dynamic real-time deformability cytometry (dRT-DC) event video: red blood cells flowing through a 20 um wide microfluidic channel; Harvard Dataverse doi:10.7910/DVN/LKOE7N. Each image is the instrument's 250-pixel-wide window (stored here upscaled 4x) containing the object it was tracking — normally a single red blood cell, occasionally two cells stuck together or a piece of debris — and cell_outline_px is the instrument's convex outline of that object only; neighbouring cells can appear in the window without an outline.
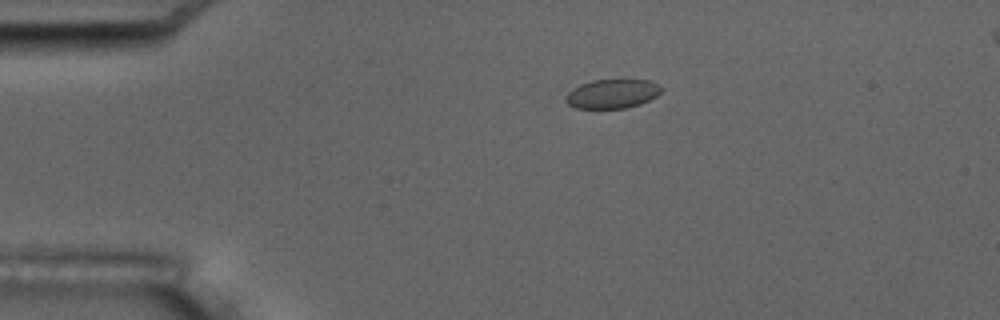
{"species": "common noctule bat (a hibernating species)", "species_latin": "Nyctalus noctula", "temperature_condition": "room temperature", "stored_images_in_passage": 14, "camera_frame_rate_fps": 3000, "um_per_image_px": 0.085, "animal": {"sex": "male", "body_mass_g": 17.5, "forearm_length_mm": 52.3}, "frame": {"image": 1, "passage_image": 1, "time_ms": 0.0, "image_size_px": [1000, 320], "cell_outline_px": [[664, 88], [656, 96], [640, 104], [624, 108], [576, 108], [568, 104], [564, 100], [568, 92], [572, 88], [580, 84], [592, 80], [648, 80], [660, 84]], "centroid_in_image_um": [52.04, 7.96], "position_along_channel_um": 33.0, "area_um2": 16.24}, "authors_computed_cell_mechanics": {"area_um2": 16.762, "velocity_mm_per_s": 3.4935, "shape_relaxation_time_tau1_ms": 3.473, "shape_relaxation_time_tau2_ms": null, "deformation_change_tau1": 0.0657, "deformation_change_tau2": null}}